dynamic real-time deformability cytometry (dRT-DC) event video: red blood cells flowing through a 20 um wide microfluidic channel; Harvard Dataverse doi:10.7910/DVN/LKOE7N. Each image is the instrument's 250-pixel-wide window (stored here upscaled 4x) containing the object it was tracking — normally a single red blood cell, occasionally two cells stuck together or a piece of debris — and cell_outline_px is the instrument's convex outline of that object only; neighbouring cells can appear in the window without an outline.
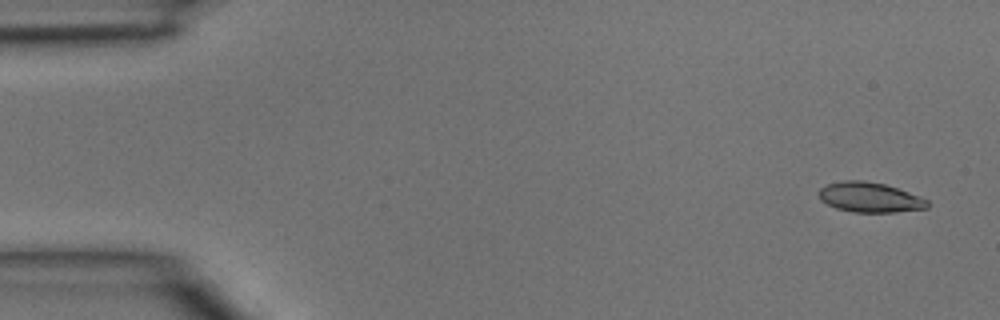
{"species": "common noctule bat (a hibernating species)", "species_latin": "Nyctalus noctula", "temperature_condition": "room temperature", "stored_images_in_passage": 5, "camera_frame_rate_fps": 3000, "um_per_image_px": 0.085, "animal": {"sex": "male", "body_mass_g": 15.6}, "frame": {"image": 1, "passage_image": 1, "time_ms": 0.0, "image_size_px": [1000, 320], "cell_outline_px": [[928, 208], [896, 212], [852, 212], [836, 208], [820, 200], [816, 192], [820, 188], [828, 184], [844, 180], [864, 180], [884, 184], [920, 196], [928, 200]], "centroid_in_image_um": [73.9, 16.77], "position_along_channel_um": 11.1, "area_um2": 19.02}}
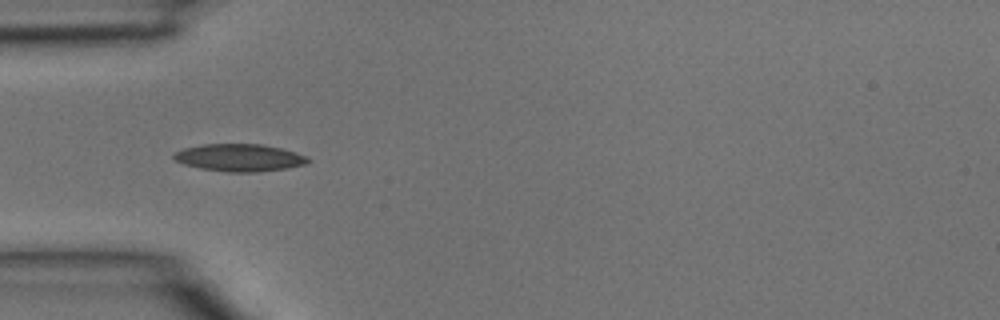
{"frame": {"image": 2, "passage_image": 4, "time_ms": 1.0, "image_size_px": [1000, 320], "cell_outline_px": [[312, 160], [308, 164], [288, 168], [256, 172], [228, 172], [200, 168], [184, 164], [176, 160], [172, 156], [176, 152], [184, 148], [200, 144], [260, 144], [280, 148], [296, 152]], "centroid_in_image_um": [20.38, 13.4], "position_along_channel_um": 64.6, "area_um2": 21.39}}